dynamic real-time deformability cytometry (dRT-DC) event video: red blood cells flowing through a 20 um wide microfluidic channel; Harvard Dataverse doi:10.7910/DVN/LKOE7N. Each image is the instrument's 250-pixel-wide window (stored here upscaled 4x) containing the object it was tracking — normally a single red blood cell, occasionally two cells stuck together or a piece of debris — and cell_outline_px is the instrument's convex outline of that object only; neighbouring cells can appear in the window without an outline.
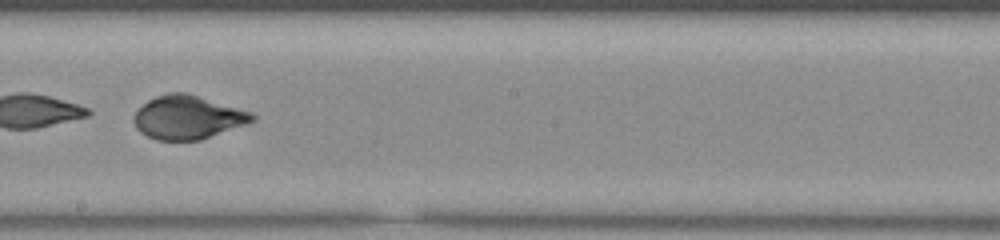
{"species": "common noctule bat (a hibernating species)", "species_latin": "Nyctalus noctula", "temperature_condition": "room temperature", "stored_images_in_passage": 25, "camera_frame_rate_fps": 3000, "um_per_image_px": 0.085, "animal": {"sex": "male", "body_mass_g": 20.0, "forearm_length_mm": 53.3}, "frame": {"image": 1, "passage_image": 15, "time_ms": 4.667, "image_size_px": [1000, 240], "cell_outline_px": [[256, 120], [248, 124], [200, 140], [156, 140], [140, 132], [136, 128], [132, 120], [132, 116], [148, 100], [156, 96], [168, 92], [184, 92], [252, 112], [256, 116]], "centroid_in_image_um": [15.96, 9.98], "position_along_channel_um": 232.2, "area_um2": 30.06}}